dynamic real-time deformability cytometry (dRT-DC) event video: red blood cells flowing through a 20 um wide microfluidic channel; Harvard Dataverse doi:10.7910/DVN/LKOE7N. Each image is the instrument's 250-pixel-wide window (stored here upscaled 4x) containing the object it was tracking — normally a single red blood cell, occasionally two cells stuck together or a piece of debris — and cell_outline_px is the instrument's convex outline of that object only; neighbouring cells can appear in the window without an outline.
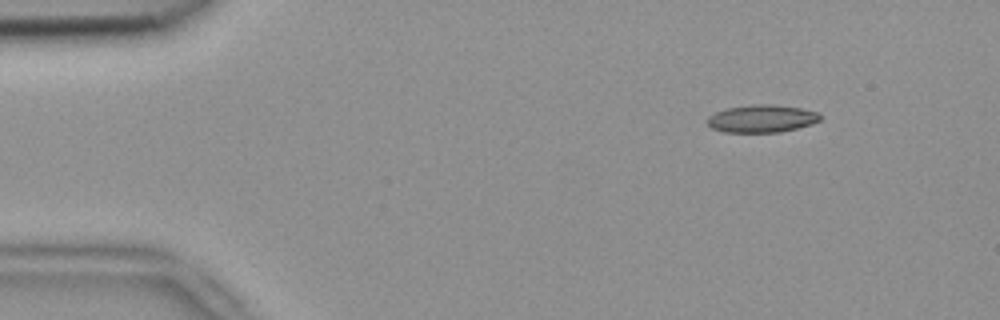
{"species": "common noctule bat (a hibernating species)", "species_latin": "Nyctalus noctula", "temperature_condition": "room temperature", "stored_images_in_passage": 4, "camera_frame_rate_fps": 3000, "um_per_image_px": 0.085, "animal": {"sex": "female", "body_mass_g": 18.4}, "frame": {"image": 1, "passage_image": 1, "time_ms": 0.0, "image_size_px": [1000, 320], "cell_outline_px": [[820, 120], [812, 124], [780, 132], [724, 132], [712, 128], [704, 120], [708, 116], [716, 112], [728, 108], [752, 104], [772, 104], [800, 108], [820, 112]], "centroid_in_image_um": [64.74, 10.08], "position_along_channel_um": 20.3, "area_um2": 18.21}}
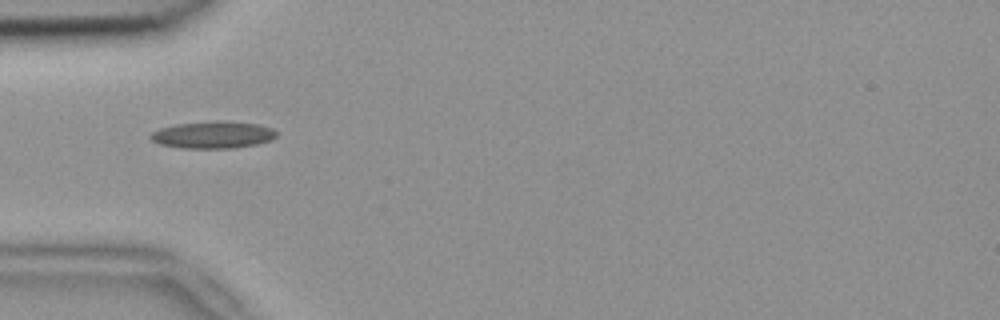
{"frame": {"image": 2, "passage_image": 4, "time_ms": 1.0, "image_size_px": [1000, 320], "cell_outline_px": [[276, 136], [272, 140], [256, 144], [232, 148], [180, 148], [160, 144], [152, 140], [148, 136], [152, 132], [160, 128], [176, 124], [216, 120], [224, 120], [260, 124], [272, 128], [276, 132]], "centroid_in_image_um": [18.11, 11.45], "position_along_channel_um": 66.9, "area_um2": 20.06}}